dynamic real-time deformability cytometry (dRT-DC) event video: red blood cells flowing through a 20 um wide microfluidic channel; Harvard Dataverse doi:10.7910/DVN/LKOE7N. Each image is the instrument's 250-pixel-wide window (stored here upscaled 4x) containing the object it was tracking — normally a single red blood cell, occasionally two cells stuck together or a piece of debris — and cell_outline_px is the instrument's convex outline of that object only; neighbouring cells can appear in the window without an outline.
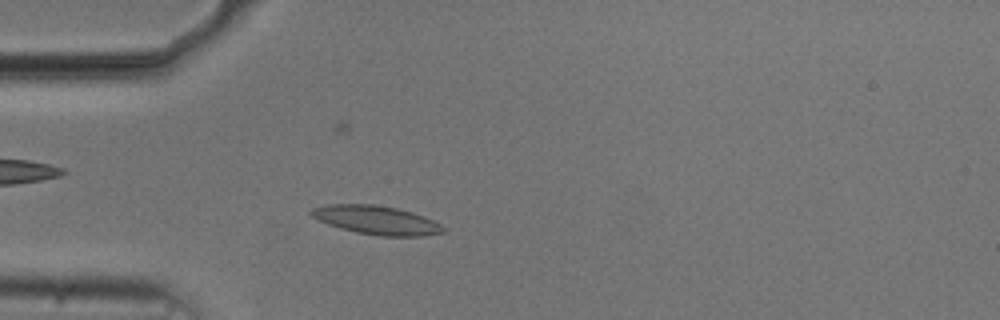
{"species": "common noctule bat (a hibernating species)", "species_latin": "Nyctalus noctula", "temperature_condition": "cold", "stored_images_in_passage": 51, "camera_frame_rate_fps": 3000, "um_per_image_px": 0.085, "animal": {"sex": "male", "body_mass_g": 20.5, "forearm_length_mm": 52.5}, "frame": {"image": 1, "passage_image": 11, "time_ms": 3.333, "image_size_px": [1000, 320], "cell_outline_px": [[448, 232], [424, 236], [376, 236], [356, 232], [340, 228], [328, 224], [312, 216], [308, 212], [312, 208], [328, 204], [376, 204], [396, 208], [412, 212], [432, 220], [448, 228]], "centroid_in_image_um": [32.04, 18.72], "position_along_channel_um": 53.0, "area_um2": 22.25}}
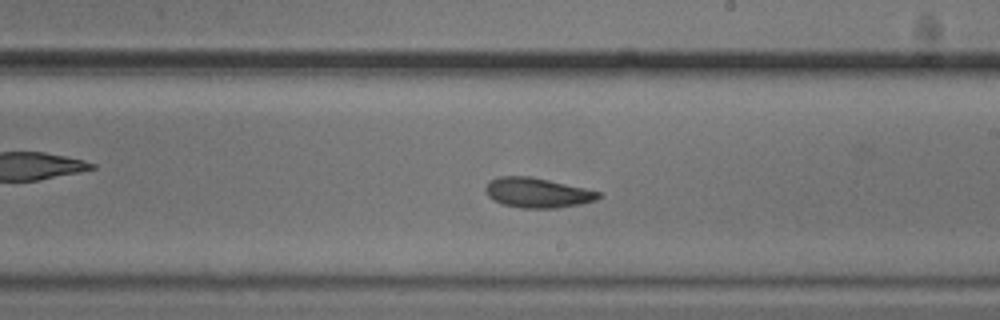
{"frame": {"image": 2, "passage_image": 27, "time_ms": 8.667, "image_size_px": [1000, 320], "cell_outline_px": [[604, 196], [596, 200], [580, 204], [556, 208], [520, 208], [504, 204], [492, 200], [488, 196], [484, 188], [488, 180], [500, 176], [528, 176], [548, 180], [584, 188], [600, 192]], "centroid_in_image_um": [45.65, 16.38], "position_along_channel_um": 243.3, "area_um2": 19.71}}
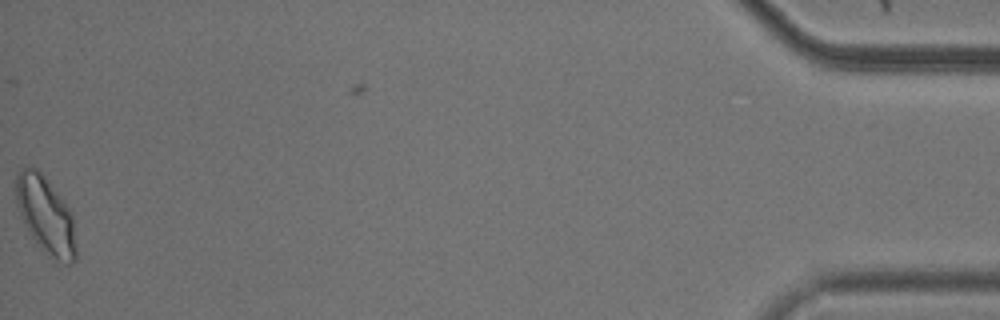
{"frame": {"image": 3, "passage_image": 50, "time_ms": 16.333, "image_size_px": [1000, 320], "cell_outline_px": [[76, 260], [72, 264], [64, 264], [40, 248], [24, 224], [16, 204], [16, 176], [20, 168], [32, 164], [44, 176], [60, 196], [68, 208], [72, 216], [76, 248]], "centroid_in_image_um": [3.87, 18.27], "position_along_channel_um": 431.3, "area_um2": 26.76}, "authors_computed_cell_mechanics": {"area_um2": 19.9988, "velocity_mm_per_s": 3.7132, "shape_relaxation_time_tau1_ms": 4.0891, "shape_relaxation_time_tau2_ms": 2.1994, "deformation_change_tau1": 0.1126, "deformation_change_tau2": 0.0779}}